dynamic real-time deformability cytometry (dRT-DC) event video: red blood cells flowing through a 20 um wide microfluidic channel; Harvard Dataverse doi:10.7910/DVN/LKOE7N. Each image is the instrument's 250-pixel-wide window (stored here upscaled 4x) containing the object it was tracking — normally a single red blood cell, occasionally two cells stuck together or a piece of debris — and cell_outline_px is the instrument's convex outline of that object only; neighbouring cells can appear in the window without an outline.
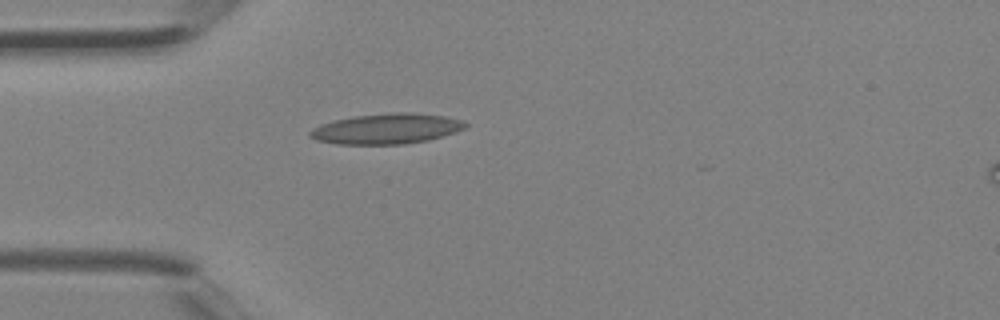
{"species": "Egyptian fruit bat (a non-hibernating species)", "species_latin": "Rousettus aegyptiacus", "temperature_condition": "room temperature", "stored_images_in_passage": 1, "camera_frame_rate_fps": 3000, "um_per_image_px": 0.085, "animal": {"sex": "female"}, "frame": {"image": 1, "passage_image": 1, "time_ms": 0.0, "image_size_px": [1000, 320], "cell_outline_px": [[468, 124], [464, 128], [456, 132], [428, 140], [404, 144], [336, 144], [316, 140], [308, 136], [308, 132], [312, 128], [320, 124], [336, 120], [356, 116], [396, 112], [412, 112], [444, 116], [464, 120]], "centroid_in_image_um": [32.85, 10.94], "position_along_channel_um": 52.1, "area_um2": 27.51}}